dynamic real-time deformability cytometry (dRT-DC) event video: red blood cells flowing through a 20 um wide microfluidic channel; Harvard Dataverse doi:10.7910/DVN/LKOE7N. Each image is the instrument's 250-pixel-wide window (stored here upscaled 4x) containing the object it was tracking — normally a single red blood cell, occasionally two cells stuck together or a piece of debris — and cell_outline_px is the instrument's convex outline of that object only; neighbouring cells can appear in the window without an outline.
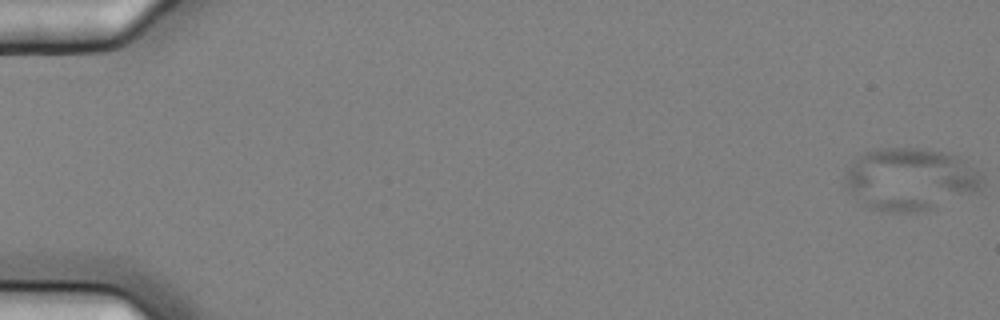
{"species": "common noctule bat (a hibernating species)", "species_latin": "Nyctalus noctula", "temperature_condition": "cold", "stored_images_in_passage": 5, "camera_frame_rate_fps": 3000, "um_per_image_px": 0.085, "animal": {"sex": "female", "body_mass_g": 25.1}, "frame": {"image": 1, "passage_image": 1, "time_ms": 0.0, "image_size_px": [1000, 320], "cell_outline_px": [[984, 184], [980, 188], [972, 192], [924, 212], [896, 212], [868, 208], [848, 192], [844, 184], [844, 176], [852, 160], [856, 156], [864, 152], [876, 148], [916, 148], [940, 152], [956, 156], [964, 160], [980, 172], [984, 176]], "centroid_in_image_um": [77.31, 15.23], "position_along_channel_um": 7.7, "area_um2": 50.0}}